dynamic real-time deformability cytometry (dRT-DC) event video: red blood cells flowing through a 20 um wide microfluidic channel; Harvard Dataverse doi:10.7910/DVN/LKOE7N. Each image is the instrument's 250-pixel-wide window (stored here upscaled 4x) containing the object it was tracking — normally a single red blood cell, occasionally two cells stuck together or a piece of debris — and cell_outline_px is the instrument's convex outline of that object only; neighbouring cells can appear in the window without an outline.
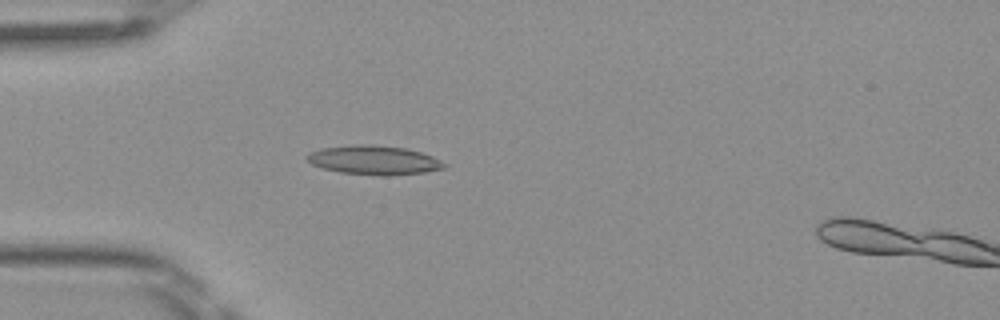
{"species": "Egyptian fruit bat (a non-hibernating species)", "species_latin": "Rousettus aegyptiacus", "temperature_condition": "room temperature", "stored_images_in_passage": 5, "camera_frame_rate_fps": 3000, "um_per_image_px": 0.085, "frame": {"image": 1, "passage_image": 4, "time_ms": 1.0, "image_size_px": [1000, 320], "cell_outline_px": [[448, 164], [444, 168], [424, 172], [388, 176], [380, 176], [340, 172], [324, 168], [312, 164], [304, 156], [320, 148], [360, 144], [372, 144], [404, 148], [420, 152], [432, 156]], "centroid_in_image_um": [31.8, 13.61], "position_along_channel_um": 53.2, "area_um2": 23.18}}